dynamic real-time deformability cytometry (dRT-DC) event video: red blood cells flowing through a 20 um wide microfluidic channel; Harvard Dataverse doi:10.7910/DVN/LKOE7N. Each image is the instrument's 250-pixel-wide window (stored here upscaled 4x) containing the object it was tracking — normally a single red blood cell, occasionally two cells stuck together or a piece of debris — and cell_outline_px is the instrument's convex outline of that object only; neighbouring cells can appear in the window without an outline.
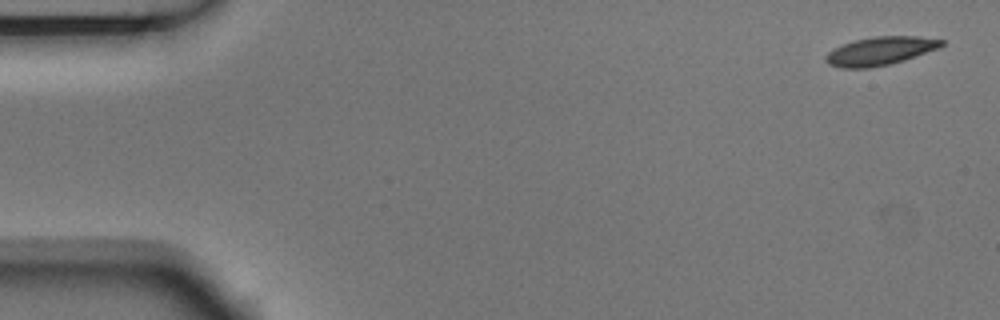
{"species": "Egyptian fruit bat (a non-hibernating species)", "species_latin": "Rousettus aegyptiacus", "temperature_condition": "room temperature", "stored_images_in_passage": 3, "camera_frame_rate_fps": 3000, "um_per_image_px": 0.085, "animal": {"sex": "male"}, "frame": {"image": 1, "passage_image": 1, "time_ms": 0.0, "image_size_px": [1000, 320], "cell_outline_px": [[944, 44], [940, 48], [904, 60], [888, 64], [868, 68], [840, 68], [828, 64], [824, 60], [824, 56], [828, 52], [844, 44], [856, 40], [876, 36], [916, 36], [944, 40]], "centroid_in_image_um": [74.82, 4.34], "position_along_channel_um": 10.2, "area_um2": 19.02}}